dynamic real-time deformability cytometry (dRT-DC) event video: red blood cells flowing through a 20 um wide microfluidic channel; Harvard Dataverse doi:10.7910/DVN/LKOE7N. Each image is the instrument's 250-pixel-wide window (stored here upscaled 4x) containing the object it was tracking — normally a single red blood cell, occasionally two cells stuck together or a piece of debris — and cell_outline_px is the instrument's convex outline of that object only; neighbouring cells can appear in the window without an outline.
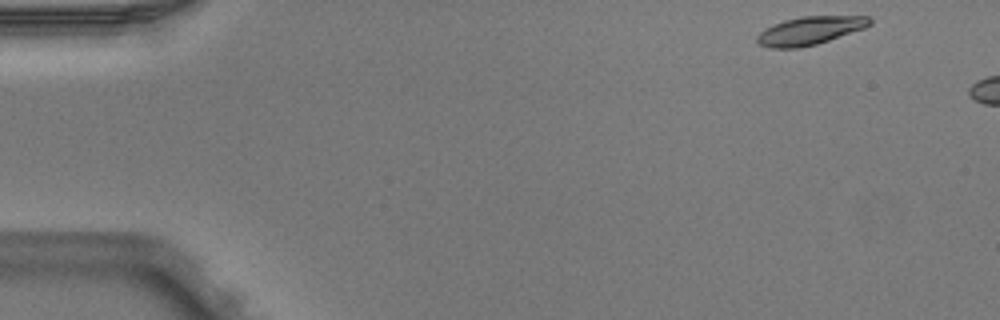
{"species": "Egyptian fruit bat (a non-hibernating species)", "species_latin": "Rousettus aegyptiacus", "temperature_condition": "warm", "stored_images_in_passage": 2, "camera_frame_rate_fps": 3000, "um_per_image_px": 0.085, "animal": {"sex": "male"}, "frame": {"image": 1, "passage_image": 1, "time_ms": 0.0, "image_size_px": [1000, 320], "cell_outline_px": [[872, 24], [864, 28], [816, 44], [800, 48], [772, 48], [760, 44], [756, 40], [756, 36], [764, 28], [784, 20], [804, 16], [868, 16], [872, 20]], "centroid_in_image_um": [68.83, 2.6], "position_along_channel_um": 16.2, "area_um2": 18.38}}